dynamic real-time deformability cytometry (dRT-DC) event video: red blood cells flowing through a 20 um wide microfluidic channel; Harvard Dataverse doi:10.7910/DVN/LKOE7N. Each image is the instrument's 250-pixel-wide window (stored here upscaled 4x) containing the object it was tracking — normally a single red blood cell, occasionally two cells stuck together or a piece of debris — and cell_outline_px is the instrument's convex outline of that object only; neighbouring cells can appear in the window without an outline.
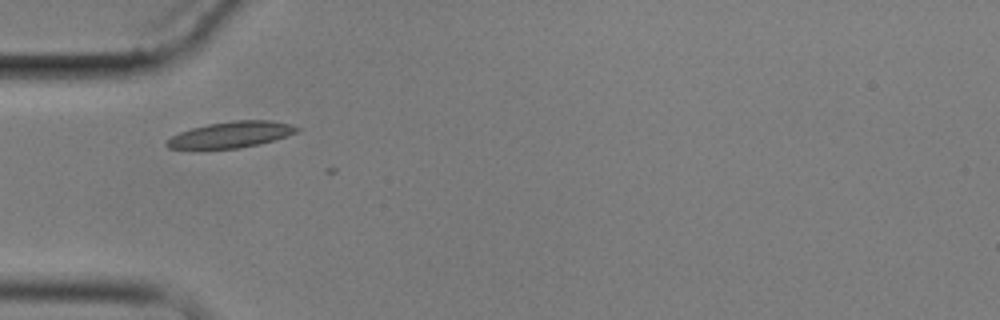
{"species": "common noctule bat (a hibernating species)", "species_latin": "Nyctalus noctula", "temperature_condition": "cold", "stored_images_in_passage": 2, "camera_frame_rate_fps": 3000, "um_per_image_px": 0.085, "animal": {"sex": "male", "body_mass_g": 17.9}, "frame": {"image": 1, "passage_image": 1, "time_ms": 0.0, "image_size_px": [1000, 320], "cell_outline_px": [[300, 128], [296, 132], [288, 136], [260, 144], [240, 148], [168, 148], [164, 144], [172, 136], [180, 132], [192, 128], [208, 124], [232, 120], [272, 120], [288, 124]], "centroid_in_image_um": [19.66, 11.43], "position_along_channel_um": 65.3, "area_um2": 19.59}}